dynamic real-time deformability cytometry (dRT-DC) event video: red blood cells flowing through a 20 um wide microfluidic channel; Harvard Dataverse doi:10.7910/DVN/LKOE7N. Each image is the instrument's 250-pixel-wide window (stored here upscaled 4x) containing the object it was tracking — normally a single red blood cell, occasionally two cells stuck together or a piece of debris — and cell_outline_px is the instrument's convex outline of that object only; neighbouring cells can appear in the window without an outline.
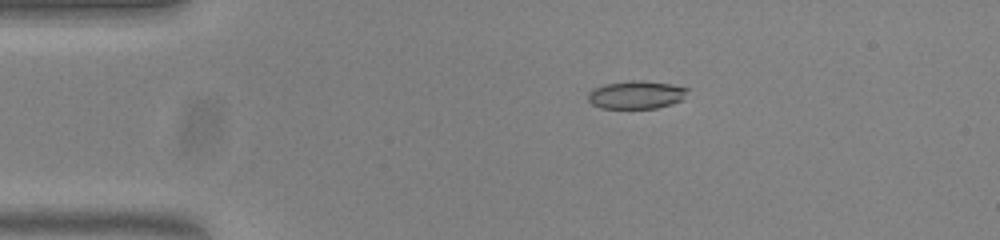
{"species": "common noctule bat (a hibernating species)", "species_latin": "Nyctalus noctula", "temperature_condition": "warm", "stored_images_in_passage": 44, "camera_frame_rate_fps": 3000, "um_per_image_px": 0.085, "animal": {"sex": "female", "body_mass_g": 23.0, "forearm_length_mm": 53.4}, "frame": {"image": 1, "passage_image": 1, "time_ms": 0.0, "image_size_px": [1000, 240], "cell_outline_px": [[688, 88], [680, 100], [672, 104], [656, 108], [600, 108], [592, 104], [588, 100], [588, 92], [604, 84], [632, 80], [640, 80], [672, 84]], "centroid_in_image_um": [54.05, 8.05], "position_along_channel_um": 31.0, "area_um2": 16.07}}
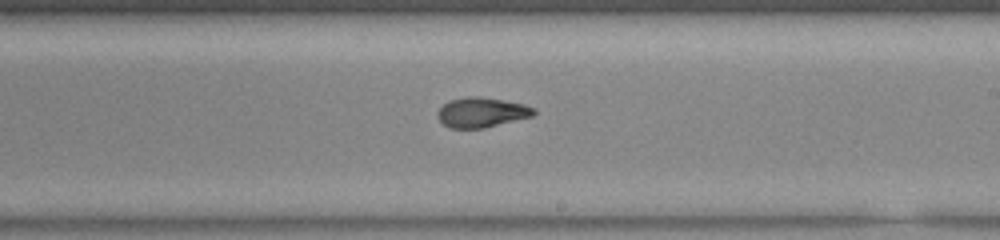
{"frame": {"image": 2, "passage_image": 22, "time_ms": 7.0, "image_size_px": [1000, 240], "cell_outline_px": [[536, 112], [532, 116], [484, 128], [448, 128], [436, 116], [436, 112], [448, 100], [468, 96], [476, 96], [504, 100], [524, 104], [536, 108]], "centroid_in_image_um": [40.92, 9.55], "position_along_channel_um": 248.1, "area_um2": 16.82}}
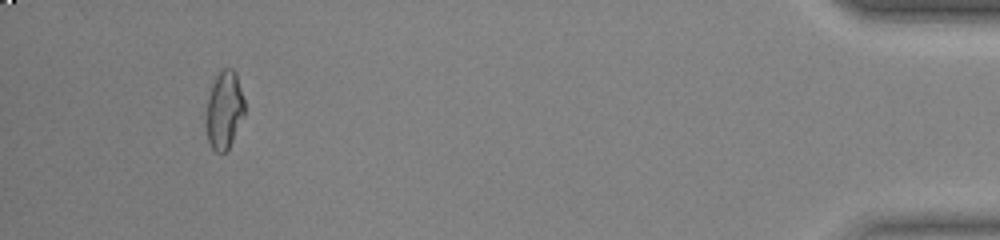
{"frame": {"image": 3, "passage_image": 41, "time_ms": 13.333, "image_size_px": [1000, 240], "cell_outline_px": [[244, 116], [228, 148], [224, 152], [216, 152], [212, 148], [208, 140], [204, 124], [204, 120], [208, 96], [212, 84], [216, 76], [224, 68], [232, 68], [236, 72], [244, 100]], "centroid_in_image_um": [19.03, 9.35], "position_along_channel_um": 416.2, "area_um2": 17.57}, "authors_computed_cell_mechanics": {"area_um2": 17.051, "velocity_mm_per_s": 3.8144, "shape_relaxation_time_tau1_ms": 6.3892, "shape_relaxation_time_tau2_ms": 2.0009, "deformation_change_tau1": 0.2076, "deformation_change_tau2": 0.0715}}